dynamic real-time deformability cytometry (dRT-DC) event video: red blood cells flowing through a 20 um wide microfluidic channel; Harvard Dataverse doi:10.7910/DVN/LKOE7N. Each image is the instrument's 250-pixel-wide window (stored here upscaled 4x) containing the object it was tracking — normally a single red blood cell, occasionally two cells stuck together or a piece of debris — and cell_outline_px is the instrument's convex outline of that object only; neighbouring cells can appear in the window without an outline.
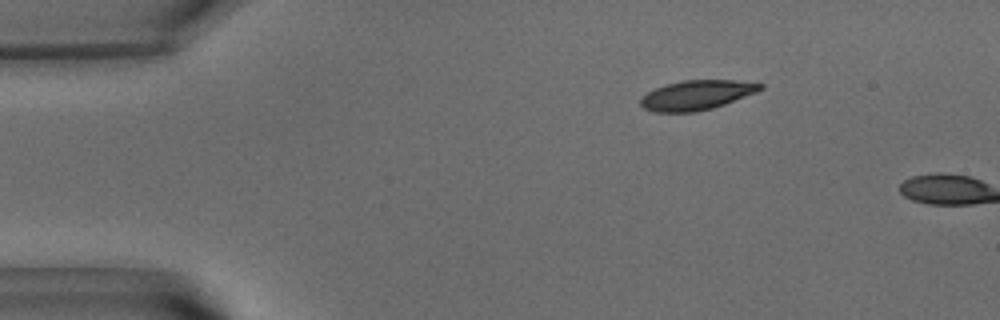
{"species": "common noctule bat (a hibernating species)", "species_latin": "Nyctalus noctula", "temperature_condition": "warm", "stored_images_in_passage": 3, "camera_frame_rate_fps": 3000, "um_per_image_px": 0.085, "animal": {"sex": "male", "body_mass_g": 15.6}, "frame": {"image": 1, "passage_image": 2, "time_ms": 0.333, "image_size_px": [1000, 320], "cell_outline_px": [[764, 88], [756, 92], [724, 104], [712, 108], [696, 112], [656, 112], [644, 108], [640, 104], [640, 100], [648, 92], [664, 84], [680, 80], [732, 80], [764, 84]], "centroid_in_image_um": [59.2, 8.07], "position_along_channel_um": 25.8, "area_um2": 20.52}}